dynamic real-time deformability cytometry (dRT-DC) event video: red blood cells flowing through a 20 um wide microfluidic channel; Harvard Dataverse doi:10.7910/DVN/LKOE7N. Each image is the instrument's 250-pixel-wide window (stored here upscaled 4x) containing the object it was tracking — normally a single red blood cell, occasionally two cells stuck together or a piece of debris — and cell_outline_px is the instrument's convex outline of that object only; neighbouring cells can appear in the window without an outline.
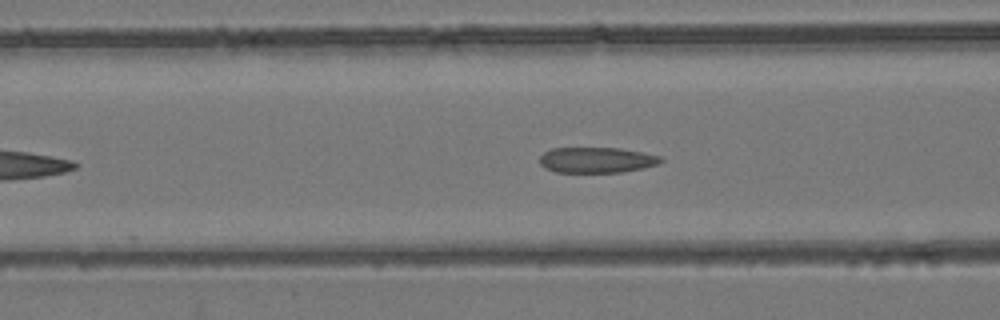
{"species": "common noctule bat (a hibernating species)", "species_latin": "Nyctalus noctula", "temperature_condition": "room temperature", "stored_images_in_passage": 36, "camera_frame_rate_fps": 3000, "um_per_image_px": 0.085, "animal": {"sex": "female", "body_mass_g": 24.6, "forearm_length_mm": 56.2}, "frame": {"image": 1, "passage_image": 11, "time_ms": 3.333, "image_size_px": [1000, 320], "cell_outline_px": [[664, 160], [660, 164], [644, 168], [620, 172], [556, 172], [544, 168], [540, 164], [540, 156], [544, 152], [552, 148], [620, 148], [660, 156]], "centroid_in_image_um": [50.72, 13.6], "position_along_channel_um": 115.9, "area_um2": 18.09}}
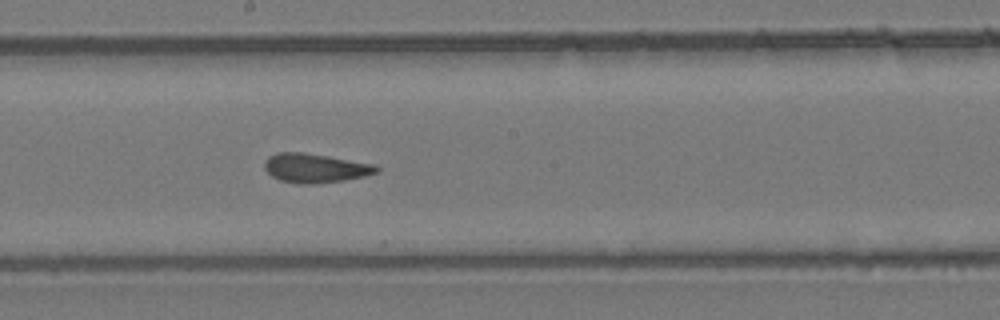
{"frame": {"image": 2, "passage_image": 19, "time_ms": 6.0, "image_size_px": [1000, 320], "cell_outline_px": [[380, 168], [376, 172], [364, 176], [344, 180], [312, 184], [300, 184], [280, 180], [272, 176], [264, 168], [264, 160], [268, 156], [276, 152], [304, 152], [376, 164]], "centroid_in_image_um": [26.77, 14.27], "position_along_channel_um": 221.4, "area_um2": 19.07}}
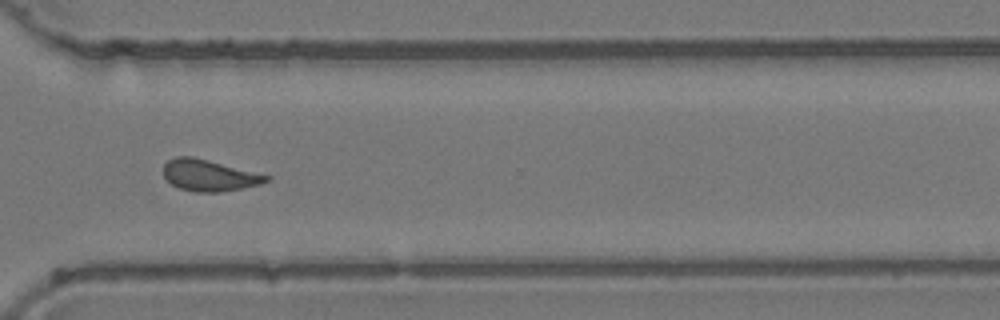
{"frame": {"image": 3, "passage_image": 29, "time_ms": 9.333, "image_size_px": [1000, 320], "cell_outline_px": [[272, 180], [260, 184], [220, 192], [196, 192], [180, 188], [172, 184], [164, 176], [164, 164], [168, 160], [176, 156], [192, 156], [272, 176]], "centroid_in_image_um": [17.8, 14.9], "position_along_channel_um": 352.8, "area_um2": 18.73}, "authors_computed_cell_mechanics": {"area_um2": 18.8717, "velocity_mm_per_s": 3.9492, "shape_relaxation_time_tau1_ms": null, "shape_relaxation_time_tau2_ms": 1.7641, "deformation_change_tau1": null, "deformation_change_tau2": 0.0901}}